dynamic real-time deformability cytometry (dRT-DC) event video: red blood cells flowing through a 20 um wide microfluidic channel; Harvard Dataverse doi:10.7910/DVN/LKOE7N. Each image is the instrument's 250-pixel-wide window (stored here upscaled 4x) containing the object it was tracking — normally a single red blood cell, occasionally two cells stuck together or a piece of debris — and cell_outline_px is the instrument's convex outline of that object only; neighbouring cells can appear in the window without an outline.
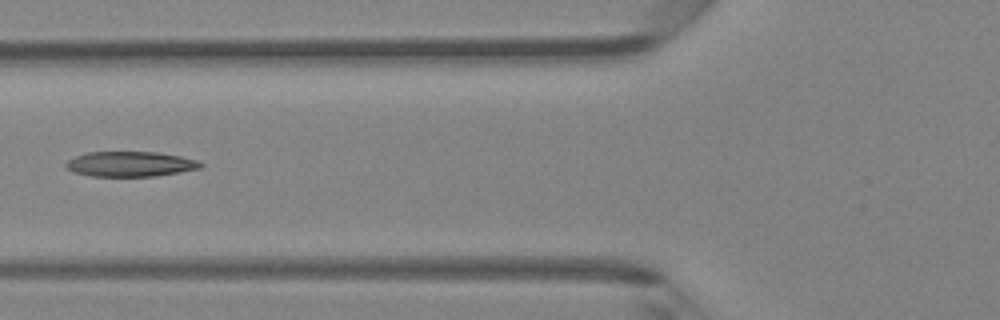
{"species": "Egyptian fruit bat (a non-hibernating species)", "species_latin": "Rousettus aegyptiacus", "temperature_condition": "room temperature", "stored_images_in_passage": 5, "camera_frame_rate_fps": 3000, "um_per_image_px": 0.085, "animal": {"sex": "female"}, "frame": {"image": 1, "passage_image": 5, "time_ms": 1.333, "image_size_px": [1000, 320], "cell_outline_px": [[204, 164], [200, 168], [180, 172], [156, 176], [92, 176], [76, 172], [64, 168], [64, 164], [68, 160], [76, 156], [88, 152], [156, 152], [180, 156], [196, 160]], "centroid_in_image_um": [11.06, 13.94], "position_along_channel_um": 114.7, "area_um2": 19.59}}